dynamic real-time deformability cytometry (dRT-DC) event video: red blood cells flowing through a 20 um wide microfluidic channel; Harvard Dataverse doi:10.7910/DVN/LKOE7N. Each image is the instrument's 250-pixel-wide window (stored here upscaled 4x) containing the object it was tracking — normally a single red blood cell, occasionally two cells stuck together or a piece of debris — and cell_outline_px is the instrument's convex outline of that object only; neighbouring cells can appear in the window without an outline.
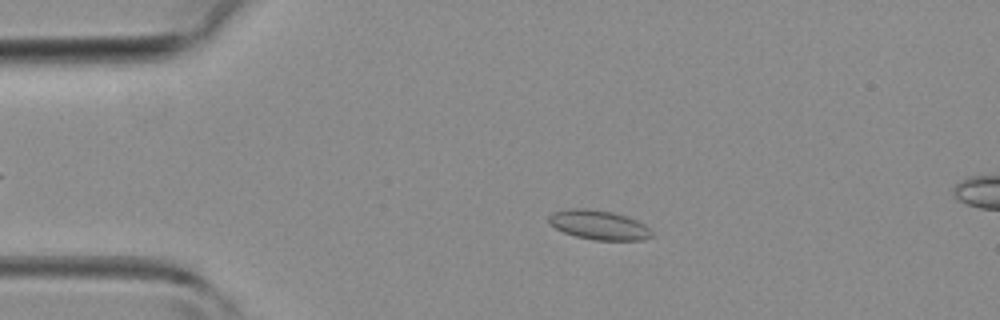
{"species": "common noctule bat (a hibernating species)", "species_latin": "Nyctalus noctula", "temperature_condition": "room temperature", "stored_images_in_passage": 45, "camera_frame_rate_fps": 3000, "um_per_image_px": 0.085, "animal": {"sex": "female", "body_mass_g": 19.3, "forearm_length_mm": 54.1}, "frame": {"image": 1, "passage_image": 9, "time_ms": 2.667, "image_size_px": [1000, 320], "cell_outline_px": [[652, 236], [644, 240], [592, 240], [576, 236], [564, 232], [548, 224], [548, 216], [552, 212], [568, 208], [588, 208], [612, 212], [628, 216], [644, 224], [652, 232]], "centroid_in_image_um": [50.87, 19.11], "position_along_channel_um": 34.1, "area_um2": 17.8}}
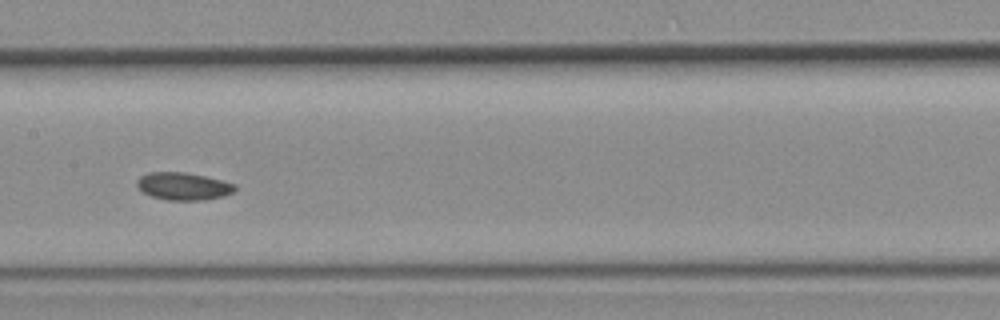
{"frame": {"image": 2, "passage_image": 22, "time_ms": 7.0, "image_size_px": [1000, 320], "cell_outline_px": [[236, 188], [232, 192], [224, 196], [204, 200], [168, 200], [152, 196], [144, 192], [136, 184], [136, 180], [140, 176], [148, 172], [184, 172], [204, 176], [236, 184]], "centroid_in_image_um": [15.57, 15.83], "position_along_channel_um": 191.8, "area_um2": 15.61}}
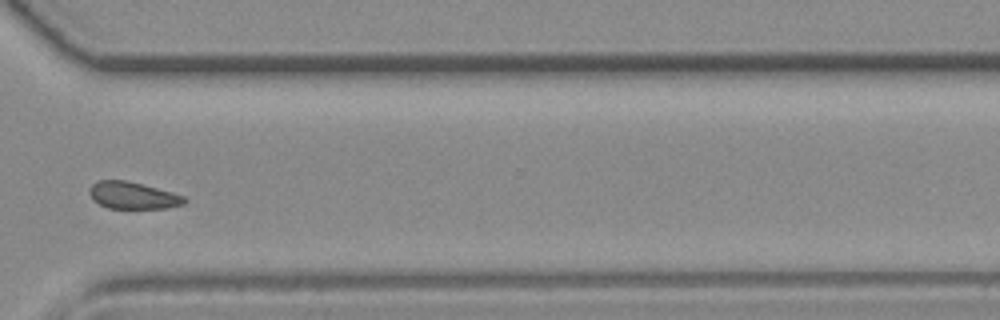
{"frame": {"image": 3, "passage_image": 33, "time_ms": 10.667, "image_size_px": [1000, 320], "cell_outline_px": [[188, 200], [184, 204], [168, 208], [108, 208], [92, 200], [88, 192], [92, 184], [96, 180], [128, 180], [172, 192], [184, 196]], "centroid_in_image_um": [11.28, 16.6], "position_along_channel_um": 359.3, "area_um2": 15.09}}